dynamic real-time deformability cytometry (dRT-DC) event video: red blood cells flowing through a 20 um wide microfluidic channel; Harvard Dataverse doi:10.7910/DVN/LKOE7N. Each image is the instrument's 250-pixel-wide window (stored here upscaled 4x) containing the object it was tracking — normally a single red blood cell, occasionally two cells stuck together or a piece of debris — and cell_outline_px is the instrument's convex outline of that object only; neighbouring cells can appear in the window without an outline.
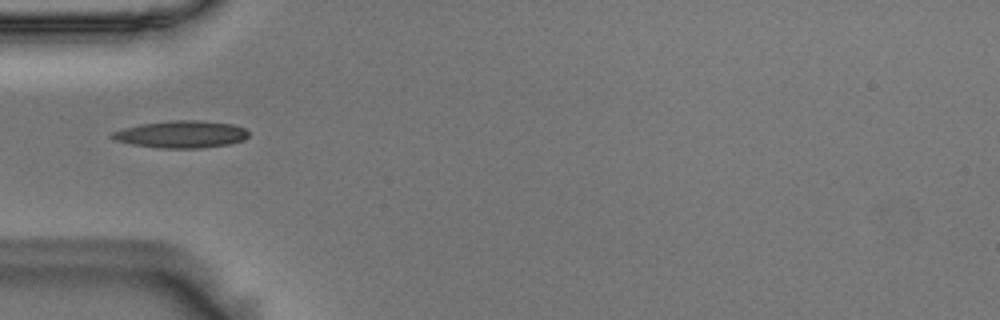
{"species": "Egyptian fruit bat (a non-hibernating species)", "species_latin": "Rousettus aegyptiacus", "temperature_condition": "room temperature", "stored_images_in_passage": 13, "camera_frame_rate_fps": 3000, "um_per_image_px": 0.085, "animal": {"sex": "male"}, "frame": {"image": 1, "passage_image": 1, "time_ms": 0.0, "image_size_px": [1000, 320], "cell_outline_px": [[248, 136], [244, 140], [228, 144], [200, 148], [160, 148], [132, 144], [116, 140], [108, 136], [112, 132], [124, 128], [140, 124], [168, 120], [200, 120], [232, 124], [244, 128], [248, 132]], "centroid_in_image_um": [15.39, 11.41], "position_along_channel_um": 69.6, "area_um2": 21.62}}
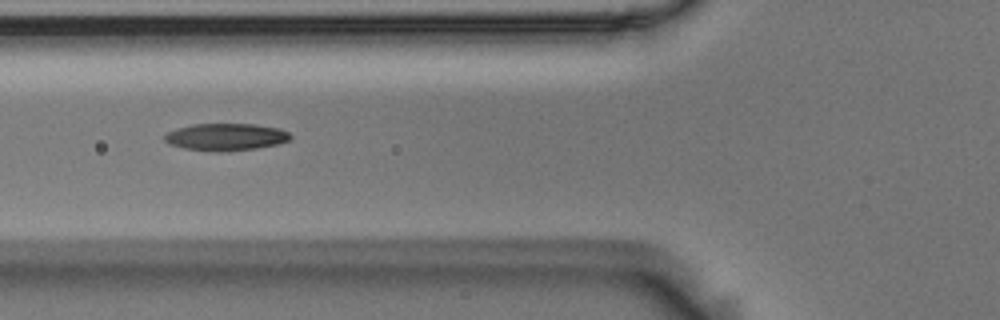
{"frame": {"image": 2, "passage_image": 4, "time_ms": 1.0, "image_size_px": [1000, 320], "cell_outline_px": [[292, 136], [288, 140], [276, 144], [256, 148], [228, 152], [212, 152], [184, 148], [168, 144], [164, 140], [164, 136], [168, 132], [176, 128], [192, 124], [256, 124], [280, 128], [288, 132]], "centroid_in_image_um": [19.17, 11.64], "position_along_channel_um": 106.6, "area_um2": 20.11}}